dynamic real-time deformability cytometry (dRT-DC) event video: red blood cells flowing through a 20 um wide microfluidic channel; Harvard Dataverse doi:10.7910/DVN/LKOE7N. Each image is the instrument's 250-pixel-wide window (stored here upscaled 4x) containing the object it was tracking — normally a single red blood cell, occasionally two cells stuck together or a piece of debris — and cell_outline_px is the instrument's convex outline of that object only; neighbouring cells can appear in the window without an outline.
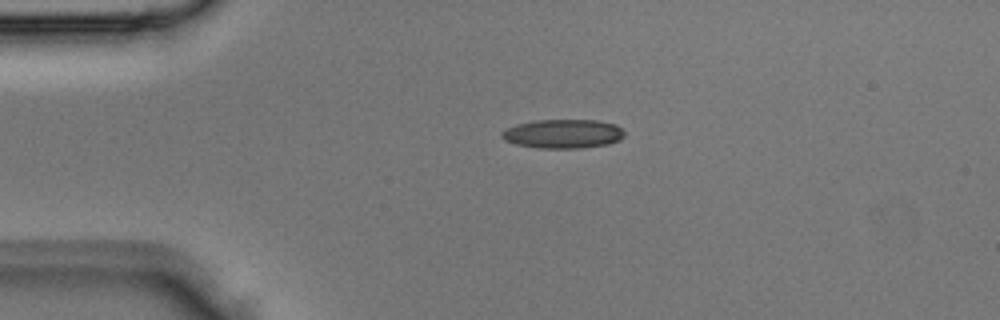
{"species": "Egyptian fruit bat (a non-hibernating species)", "species_latin": "Rousettus aegyptiacus", "temperature_condition": "room temperature", "stored_images_in_passage": 2, "camera_frame_rate_fps": 3000, "um_per_image_px": 0.085, "animal": {"sex": "male"}, "frame": {"image": 1, "passage_image": 1, "time_ms": 0.0, "image_size_px": [1000, 320], "cell_outline_px": [[624, 136], [620, 140], [608, 144], [580, 148], [540, 148], [516, 144], [504, 140], [500, 136], [500, 132], [516, 124], [536, 120], [596, 120], [616, 124], [624, 132]], "centroid_in_image_um": [47.85, 11.37], "position_along_channel_um": 37.1, "area_um2": 20.75}}
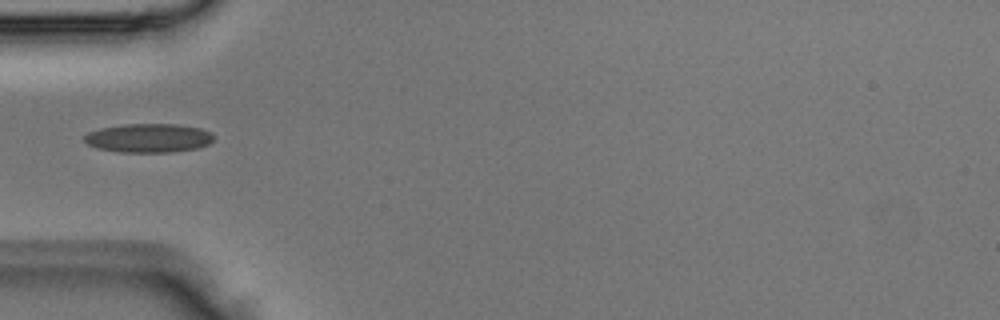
{"frame": {"image": 2, "passage_image": 2, "time_ms": 0.333, "image_size_px": [1000, 320], "cell_outline_px": [[216, 136], [208, 144], [196, 148], [172, 152], [120, 152], [96, 148], [88, 144], [84, 140], [84, 136], [88, 132], [100, 128], [124, 124], [180, 124], [200, 128], [212, 132]], "centroid_in_image_um": [12.64, 11.72], "position_along_channel_um": 72.4, "area_um2": 21.91}}